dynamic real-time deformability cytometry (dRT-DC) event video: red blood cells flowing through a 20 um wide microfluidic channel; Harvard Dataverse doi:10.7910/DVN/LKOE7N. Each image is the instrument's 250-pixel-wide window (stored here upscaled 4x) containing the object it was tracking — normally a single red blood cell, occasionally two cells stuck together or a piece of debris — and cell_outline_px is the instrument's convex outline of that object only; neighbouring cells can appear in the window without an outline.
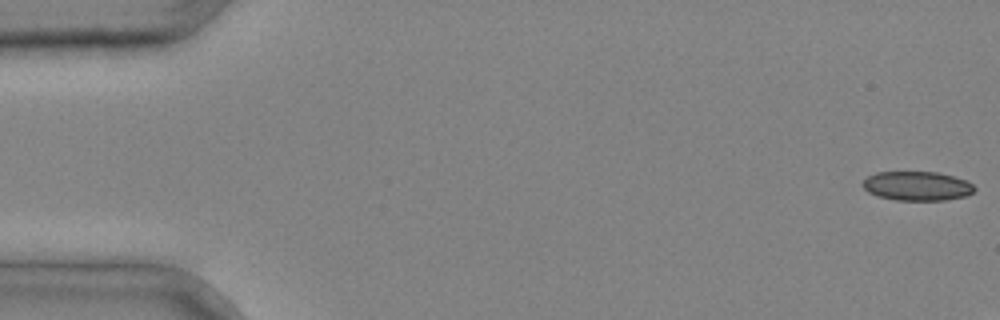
{"species": "common noctule bat (a hibernating species)", "species_latin": "Nyctalus noctula", "temperature_condition": "cold", "stored_images_in_passage": 3, "camera_frame_rate_fps": 3000, "um_per_image_px": 0.085, "animal": {"sex": "male", "body_mass_g": 20.4}, "frame": {"image": 1, "passage_image": 1, "time_ms": 0.0, "image_size_px": [1000, 320], "cell_outline_px": [[976, 188], [972, 192], [964, 196], [944, 200], [896, 200], [876, 196], [868, 192], [860, 184], [868, 176], [876, 172], [936, 172], [968, 180]], "centroid_in_image_um": [77.92, 15.81], "position_along_channel_um": 7.1, "area_um2": 19.02}}